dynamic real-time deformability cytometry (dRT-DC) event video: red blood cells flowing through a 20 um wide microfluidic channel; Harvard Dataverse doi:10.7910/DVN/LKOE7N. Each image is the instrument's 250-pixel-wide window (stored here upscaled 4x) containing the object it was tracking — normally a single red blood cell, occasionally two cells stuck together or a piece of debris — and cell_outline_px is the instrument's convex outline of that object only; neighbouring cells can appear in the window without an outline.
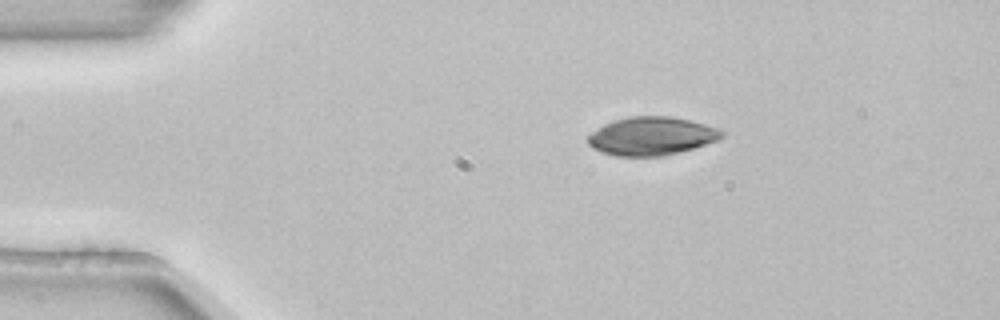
{"species": "common noctule bat (a hibernating species)", "species_latin": "Nyctalus noctula", "temperature_condition": "room temperature", "stored_images_in_passage": 3, "camera_frame_rate_fps": 3000, "um_per_image_px": 0.085, "animal": {"sex": "female", "body_mass_g": 22.7, "forearm_length_mm": 54.2}, "frame": {"image": 1, "passage_image": 1, "time_ms": 0.0, "image_size_px": [1000, 320], "cell_outline_px": [[724, 136], [720, 140], [680, 152], [664, 156], [616, 156], [600, 152], [592, 148], [588, 144], [588, 136], [592, 132], [604, 124], [612, 120], [628, 116], [672, 116], [692, 120], [720, 128], [724, 132]], "centroid_in_image_um": [55.41, 11.56], "position_along_channel_um": 29.6, "area_um2": 30.35}}
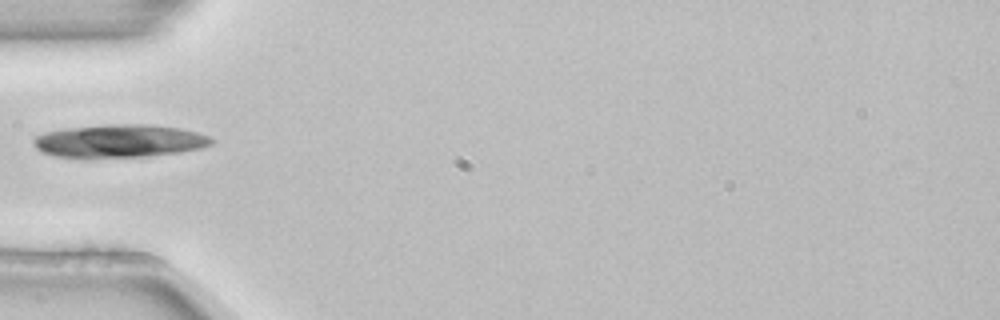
{"frame": {"image": 2, "passage_image": 3, "time_ms": 0.667, "image_size_px": [1000, 320], "cell_outline_px": [[216, 140], [212, 144], [200, 148], [176, 152], [144, 156], [56, 156], [40, 152], [32, 144], [32, 140], [36, 136], [44, 132], [64, 128], [112, 124], [148, 124], [180, 128], [196, 132], [208, 136]], "centroid_in_image_um": [10.13, 11.95], "position_along_channel_um": 74.9, "area_um2": 33.7}}